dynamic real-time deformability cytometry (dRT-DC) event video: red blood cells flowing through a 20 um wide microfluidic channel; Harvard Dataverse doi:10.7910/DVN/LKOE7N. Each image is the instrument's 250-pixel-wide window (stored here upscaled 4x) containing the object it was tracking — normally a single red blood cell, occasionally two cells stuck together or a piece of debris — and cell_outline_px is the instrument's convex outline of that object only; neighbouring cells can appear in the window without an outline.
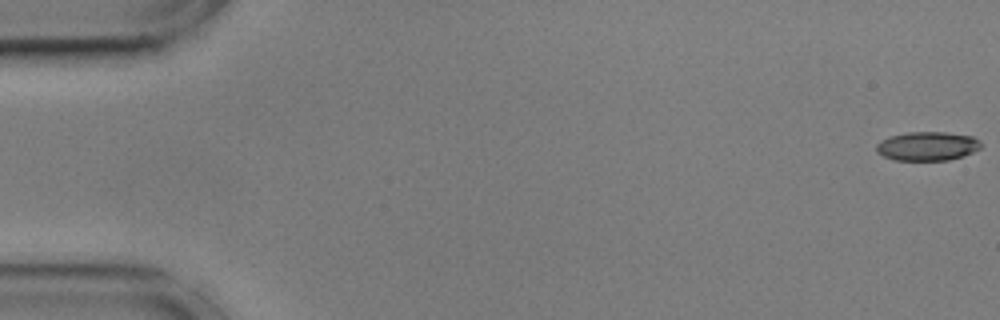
{"species": "common noctule bat (a hibernating species)", "species_latin": "Nyctalus noctula", "temperature_condition": "cold", "stored_images_in_passage": 17, "camera_frame_rate_fps": 3000, "um_per_image_px": 0.085, "animal": {"sex": "male", "body_mass_g": 17.9, "forearm_length_mm": 54.2}, "frame": {"image": 1, "passage_image": 1, "time_ms": 0.0, "image_size_px": [1000, 320], "cell_outline_px": [[980, 148], [964, 156], [948, 160], [896, 160], [884, 156], [876, 152], [876, 144], [880, 140], [888, 136], [908, 132], [944, 132], [972, 136], [980, 140]], "centroid_in_image_um": [78.8, 12.42], "position_along_channel_um": 6.2, "area_um2": 17.69}}
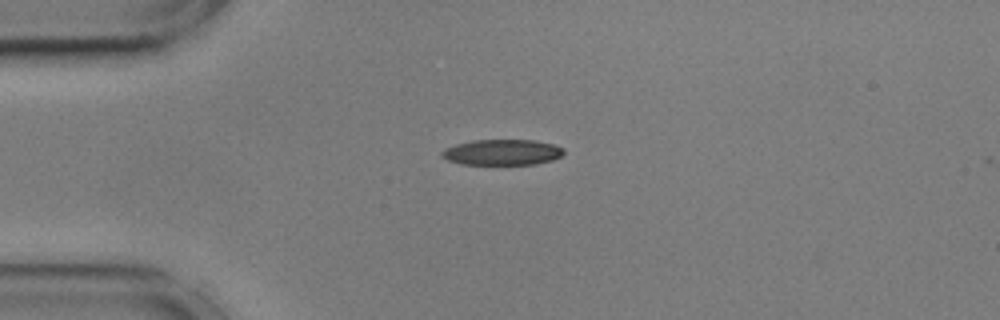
{"frame": {"image": 2, "passage_image": 14, "time_ms": 4.333, "image_size_px": [1000, 320], "cell_outline_px": [[564, 152], [560, 156], [552, 160], [536, 164], [460, 164], [448, 160], [440, 156], [440, 152], [444, 148], [456, 144], [472, 140], [536, 140], [552, 144], [564, 148]], "centroid_in_image_um": [42.65, 12.94], "position_along_channel_um": 42.3, "area_um2": 18.32}}